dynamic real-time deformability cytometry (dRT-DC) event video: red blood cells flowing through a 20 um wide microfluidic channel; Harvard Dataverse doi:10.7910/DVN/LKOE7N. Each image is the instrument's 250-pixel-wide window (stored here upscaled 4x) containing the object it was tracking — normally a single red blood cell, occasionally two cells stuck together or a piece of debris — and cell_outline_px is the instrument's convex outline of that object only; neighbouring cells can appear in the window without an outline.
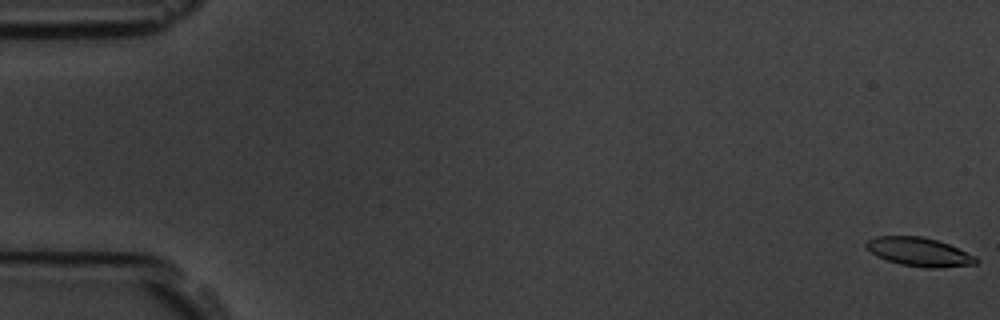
{"species": "common noctule bat (a hibernating species)", "species_latin": "Nyctalus noctula", "temperature_condition": "room temperature", "stored_images_in_passage": 5, "camera_frame_rate_fps": 3000, "um_per_image_px": 0.085, "animal": {"sex": "male", "body_mass_g": 19.5, "forearm_length_mm": 54.6}, "frame": {"image": 1, "passage_image": 1, "time_ms": 0.0, "image_size_px": [1000, 320], "cell_outline_px": [[980, 260], [976, 264], [936, 268], [928, 268], [900, 264], [876, 256], [864, 244], [868, 240], [876, 236], [924, 236], [948, 244], [976, 256]], "centroid_in_image_um": [78.15, 21.41], "position_along_channel_um": 6.9, "area_um2": 18.26}}
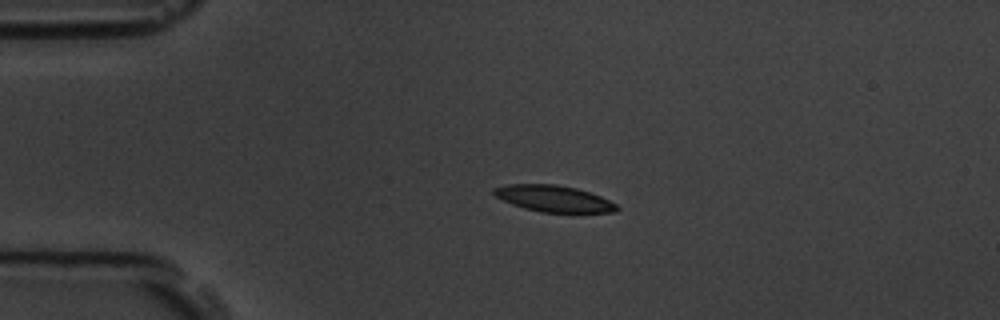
{"frame": {"image": 2, "passage_image": 4, "time_ms": 4.0, "image_size_px": [1000, 320], "cell_outline_px": [[620, 208], [616, 212], [540, 212], [524, 208], [512, 204], [496, 196], [492, 192], [492, 188], [508, 184], [556, 184], [576, 188], [600, 196], [616, 204]], "centroid_in_image_um": [47.05, 16.88], "position_along_channel_um": 37.9, "area_um2": 18.79}}